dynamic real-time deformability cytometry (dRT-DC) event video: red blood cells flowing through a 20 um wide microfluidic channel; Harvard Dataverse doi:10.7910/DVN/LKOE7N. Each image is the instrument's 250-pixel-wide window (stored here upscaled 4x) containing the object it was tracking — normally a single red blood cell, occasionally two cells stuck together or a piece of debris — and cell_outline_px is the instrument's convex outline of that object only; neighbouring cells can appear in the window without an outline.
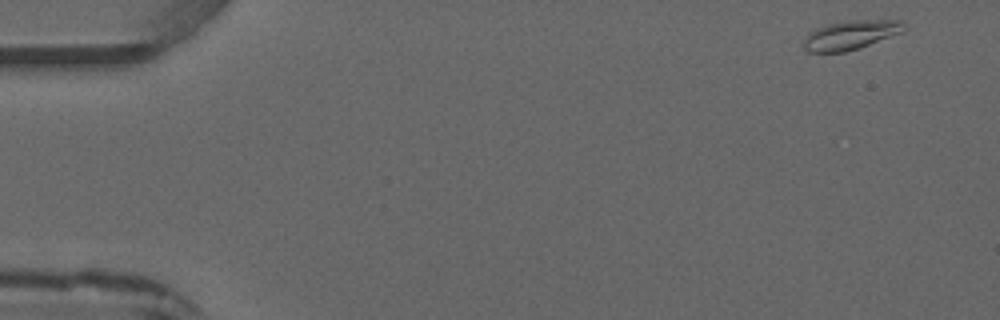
{"species": "common noctule bat (a hibernating species)", "species_latin": "Nyctalus noctula", "temperature_condition": "warm", "stored_images_in_passage": 4, "camera_frame_rate_fps": 3000, "um_per_image_px": 0.085, "animal": {"sex": "male", "forearm_length_mm": 52.5}, "frame": {"image": 1, "passage_image": 1, "time_ms": 0.0, "image_size_px": [1000, 320], "cell_outline_px": [[908, 24], [900, 32], [868, 44], [844, 52], [808, 52], [804, 48], [804, 36], [816, 28], [828, 24], [848, 20], [904, 20]], "centroid_in_image_um": [72.28, 2.95], "position_along_channel_um": 12.7, "area_um2": 16.76}}
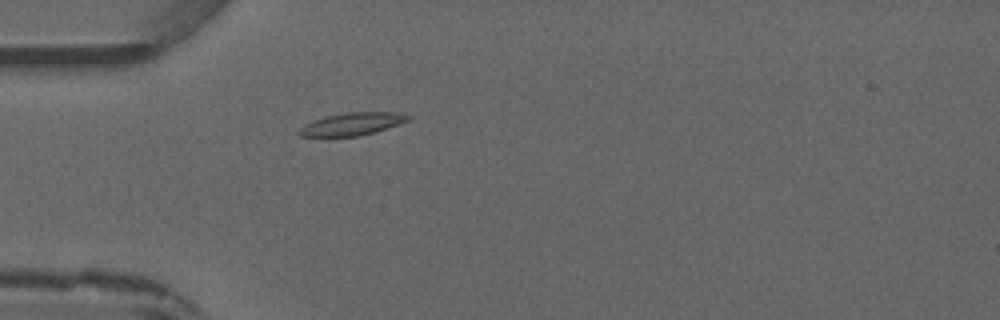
{"frame": {"image": 2, "passage_image": 4, "time_ms": 3.667, "image_size_px": [1000, 320], "cell_outline_px": [[412, 120], [376, 132], [356, 136], [300, 136], [296, 132], [304, 124], [312, 120], [328, 116], [348, 112], [396, 112], [412, 116]], "centroid_in_image_um": [29.97, 10.53], "position_along_channel_um": 55.0, "area_um2": 14.45}}